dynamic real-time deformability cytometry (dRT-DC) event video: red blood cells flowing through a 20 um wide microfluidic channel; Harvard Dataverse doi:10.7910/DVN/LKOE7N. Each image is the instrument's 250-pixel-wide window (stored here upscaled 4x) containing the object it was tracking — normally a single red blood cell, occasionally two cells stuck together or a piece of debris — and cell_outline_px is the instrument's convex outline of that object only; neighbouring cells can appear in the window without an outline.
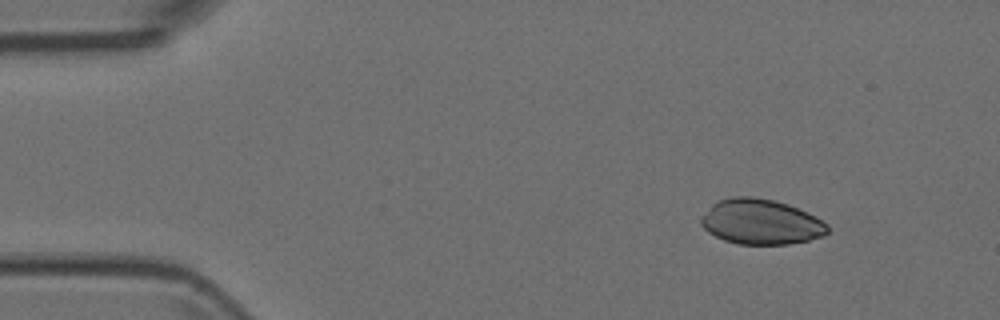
{"species": "Egyptian fruit bat (a non-hibernating species)", "species_latin": "Rousettus aegyptiacus", "temperature_condition": "room temperature", "stored_images_in_passage": 3, "segment_of_instrument_passage": [2, 2], "camera_frame_rate_fps": 3000, "um_per_image_px": 0.085, "animal": {"sex": "female"}, "frame": {"image": 1, "passage_image": 3, "time_ms": 0.667, "image_size_px": [1000, 320], "cell_outline_px": [[828, 232], [824, 236], [808, 240], [788, 244], [736, 244], [724, 240], [708, 232], [700, 224], [700, 220], [712, 204], [716, 200], [732, 196], [752, 196], [772, 200], [788, 204], [808, 212], [816, 216], [828, 224]], "centroid_in_image_um": [64.68, 18.85], "position_along_channel_um": 20.3, "area_um2": 33.47}}